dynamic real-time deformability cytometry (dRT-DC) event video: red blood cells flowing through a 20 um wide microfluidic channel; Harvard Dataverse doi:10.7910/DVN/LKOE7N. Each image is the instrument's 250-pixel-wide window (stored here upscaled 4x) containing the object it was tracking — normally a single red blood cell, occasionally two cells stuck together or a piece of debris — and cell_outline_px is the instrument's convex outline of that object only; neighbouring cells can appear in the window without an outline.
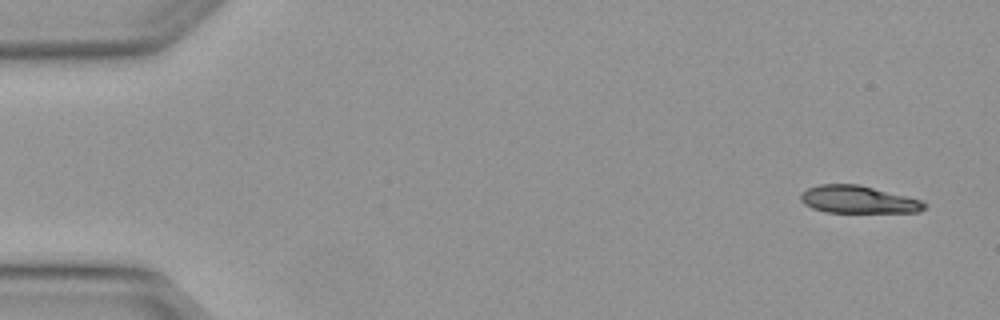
{"species": "Egyptian fruit bat (a non-hibernating species)", "species_latin": "Rousettus aegyptiacus", "temperature_condition": "warm", "stored_images_in_passage": 4, "camera_frame_rate_fps": 3000, "um_per_image_px": 0.085, "animal": {"sex": "female"}, "frame": {"image": 1, "passage_image": 1, "time_ms": 0.0, "image_size_px": [1000, 320], "cell_outline_px": [[928, 204], [920, 212], [824, 212], [812, 208], [804, 204], [800, 200], [800, 192], [808, 188], [820, 184], [860, 184], [924, 200]], "centroid_in_image_um": [72.96, 16.95], "position_along_channel_um": 12.0, "area_um2": 20.11}}
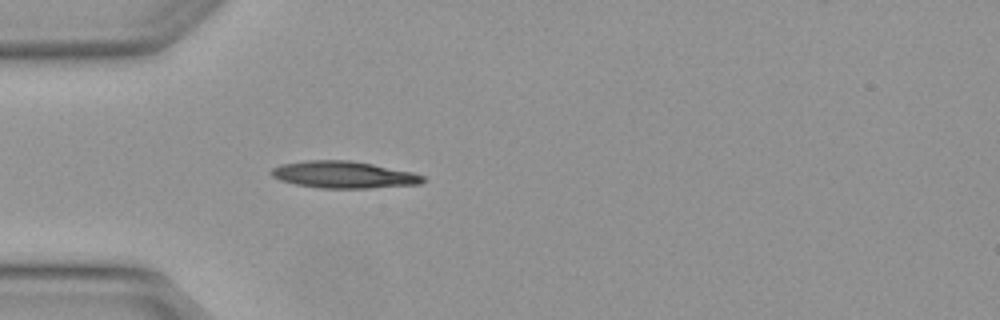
{"frame": {"image": 2, "passage_image": 4, "time_ms": 1.0, "image_size_px": [1000, 320], "cell_outline_px": [[424, 180], [420, 184], [368, 188], [320, 188], [296, 184], [280, 180], [272, 176], [268, 172], [272, 168], [280, 164], [308, 160], [348, 160], [372, 164], [412, 172], [424, 176]], "centroid_in_image_um": [29.17, 14.85], "position_along_channel_um": 55.8, "area_um2": 23.7}}